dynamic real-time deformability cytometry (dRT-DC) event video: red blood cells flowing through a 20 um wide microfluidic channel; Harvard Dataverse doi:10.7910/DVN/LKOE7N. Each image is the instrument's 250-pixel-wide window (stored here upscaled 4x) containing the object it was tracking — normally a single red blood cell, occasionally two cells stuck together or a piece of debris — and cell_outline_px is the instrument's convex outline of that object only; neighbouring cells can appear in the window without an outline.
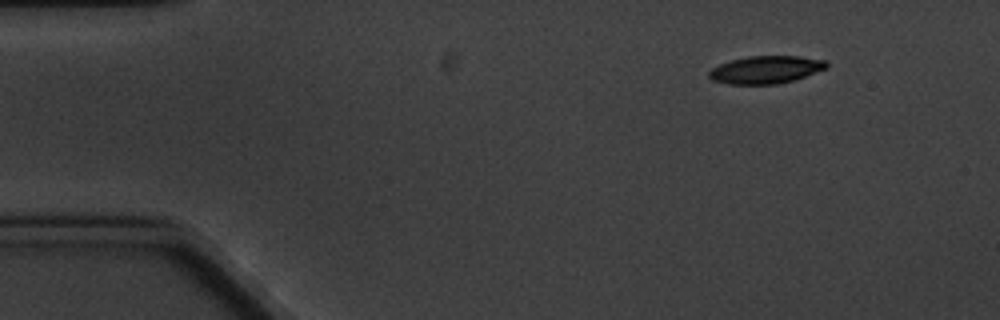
{"species": "common noctule bat (a hibernating species)", "species_latin": "Nyctalus noctula", "temperature_condition": "cold", "stored_images_in_passage": 3, "camera_frame_rate_fps": 3000, "um_per_image_px": 0.085, "animal": {"sex": "male", "body_mass_g": 20.1, "forearm_length_mm": 53.5}, "frame": {"image": 1, "passage_image": 1, "time_ms": 0.0, "image_size_px": [1000, 320], "cell_outline_px": [[828, 68], [792, 80], [776, 84], [728, 84], [712, 80], [708, 76], [708, 72], [712, 68], [720, 64], [732, 60], [748, 56], [800, 56], [824, 60], [828, 64]], "centroid_in_image_um": [65.08, 5.92], "position_along_channel_um": 19.9, "area_um2": 18.79}}
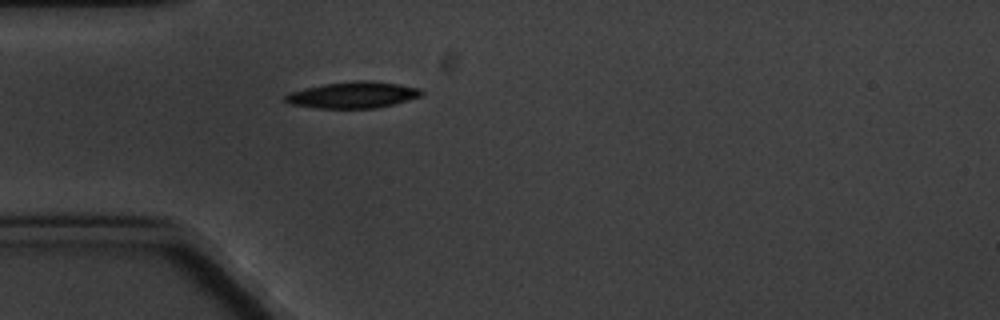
{"frame": {"image": 2, "passage_image": 3, "time_ms": 3.333, "image_size_px": [1000, 320], "cell_outline_px": [[424, 92], [420, 96], [408, 100], [376, 108], [316, 108], [292, 104], [284, 100], [284, 96], [288, 92], [304, 88], [324, 84], [356, 80], [372, 80], [400, 84], [420, 88]], "centroid_in_image_um": [30.0, 8.06], "position_along_channel_um": 55.0, "area_um2": 20.98}}